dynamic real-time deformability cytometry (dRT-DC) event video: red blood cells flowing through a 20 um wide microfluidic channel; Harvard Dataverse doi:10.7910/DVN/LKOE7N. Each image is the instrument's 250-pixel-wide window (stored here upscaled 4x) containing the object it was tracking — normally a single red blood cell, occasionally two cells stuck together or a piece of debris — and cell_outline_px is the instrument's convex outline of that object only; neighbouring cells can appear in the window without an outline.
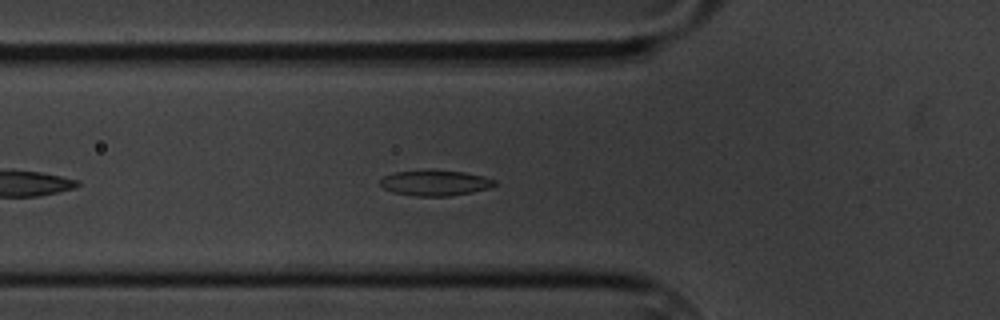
{"species": "common noctule bat (a hibernating species)", "species_latin": "Nyctalus noctula", "temperature_condition": "cold", "stored_images_in_passage": 47, "camera_frame_rate_fps": 3000, "um_per_image_px": 0.085, "animal": {"sex": "male", "body_mass_g": 20.1, "forearm_length_mm": 53.5}, "frame": {"image": 1, "passage_image": 8, "time_ms": 2.333, "image_size_px": [1000, 320], "cell_outline_px": [[496, 184], [488, 188], [472, 192], [448, 196], [416, 196], [392, 192], [384, 188], [380, 184], [380, 180], [384, 176], [396, 172], [428, 168], [464, 172], [484, 176], [496, 180]], "centroid_in_image_um": [36.97, 15.52], "position_along_channel_um": 88.8, "area_um2": 17.34}}
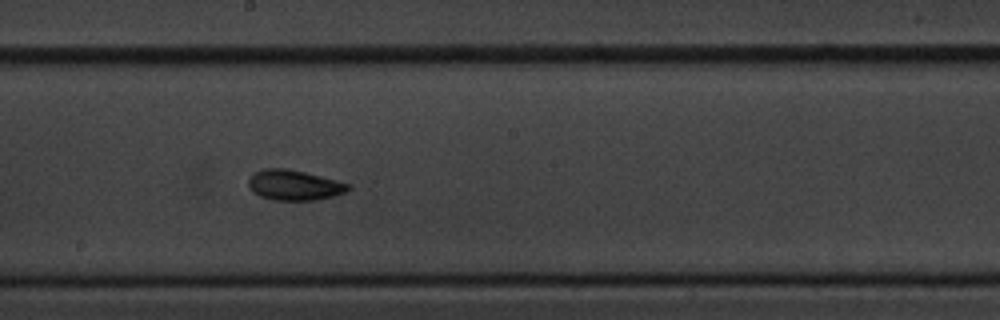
{"frame": {"image": 2, "passage_image": 20, "time_ms": 6.333, "image_size_px": [1000, 320], "cell_outline_px": [[352, 188], [344, 192], [332, 196], [316, 200], [272, 200], [260, 196], [252, 192], [248, 188], [248, 180], [252, 172], [264, 168], [288, 168], [352, 184]], "centroid_in_image_um": [24.96, 15.73], "position_along_channel_um": 223.2, "area_um2": 17.8}}
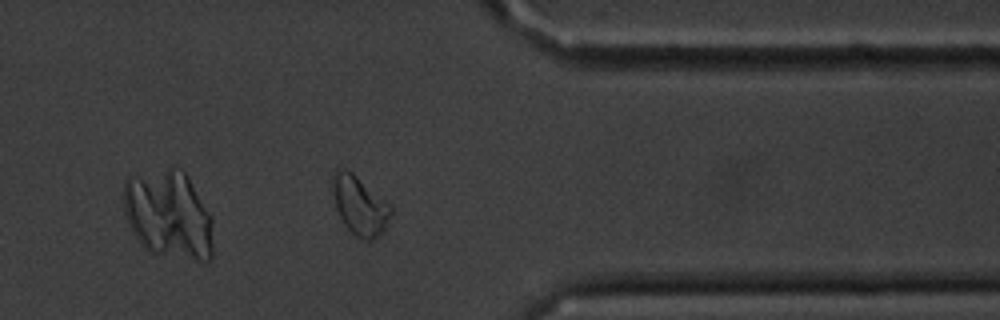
{"frame": {"image": 3, "passage_image": 35, "time_ms": 11.333, "image_size_px": [1000, 320], "cell_outline_px": [[392, 212], [384, 228], [372, 240], [364, 240], [356, 236], [344, 224], [336, 208], [332, 192], [332, 184], [336, 168], [344, 168], [352, 172], [384, 200], [392, 208]], "centroid_in_image_um": [30.54, 17.45], "position_along_channel_um": 380.9, "area_um2": 19.42}, "authors_computed_cell_mechanics": {"area_um2": 17.5712, "velocity_mm_per_s": 3.3433, "shape_relaxation_time_tau1_ms": 3.3482, "shape_relaxation_time_tau2_ms": 2.6226, "deformation_change_tau1": 0.1209, "deformation_change_tau2": 0.0745}}